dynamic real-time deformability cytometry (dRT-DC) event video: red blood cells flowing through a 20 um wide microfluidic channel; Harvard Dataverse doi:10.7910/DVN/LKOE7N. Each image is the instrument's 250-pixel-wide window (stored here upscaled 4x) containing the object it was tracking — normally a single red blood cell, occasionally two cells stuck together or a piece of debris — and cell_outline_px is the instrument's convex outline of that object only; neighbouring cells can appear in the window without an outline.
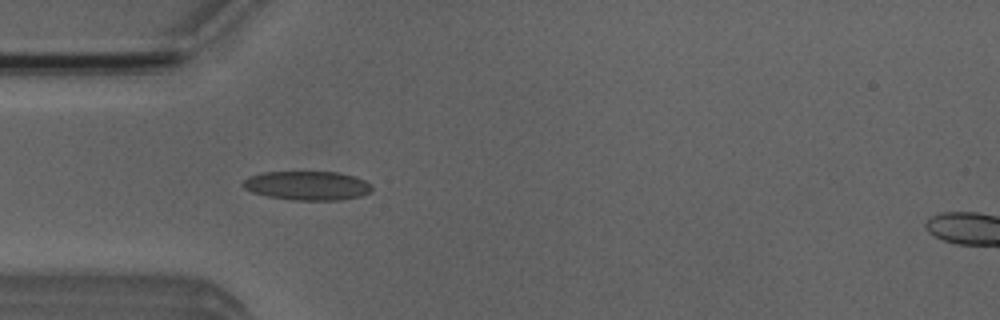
{"species": "Egyptian fruit bat (a non-hibernating species)", "species_latin": "Rousettus aegyptiacus", "temperature_condition": "room temperature", "stored_images_in_passage": 6, "camera_frame_rate_fps": 3000, "um_per_image_px": 0.085, "animal": {"sex": "male"}, "frame": {"image": 1, "passage_image": 5, "time_ms": 4.667, "image_size_px": [1000, 320], "cell_outline_px": [[372, 192], [360, 196], [340, 200], [292, 200], [268, 196], [252, 192], [244, 188], [240, 184], [248, 176], [264, 172], [340, 172], [356, 176], [372, 184]], "centroid_in_image_um": [26.14, 15.77], "position_along_channel_um": 58.9, "area_um2": 22.02}}